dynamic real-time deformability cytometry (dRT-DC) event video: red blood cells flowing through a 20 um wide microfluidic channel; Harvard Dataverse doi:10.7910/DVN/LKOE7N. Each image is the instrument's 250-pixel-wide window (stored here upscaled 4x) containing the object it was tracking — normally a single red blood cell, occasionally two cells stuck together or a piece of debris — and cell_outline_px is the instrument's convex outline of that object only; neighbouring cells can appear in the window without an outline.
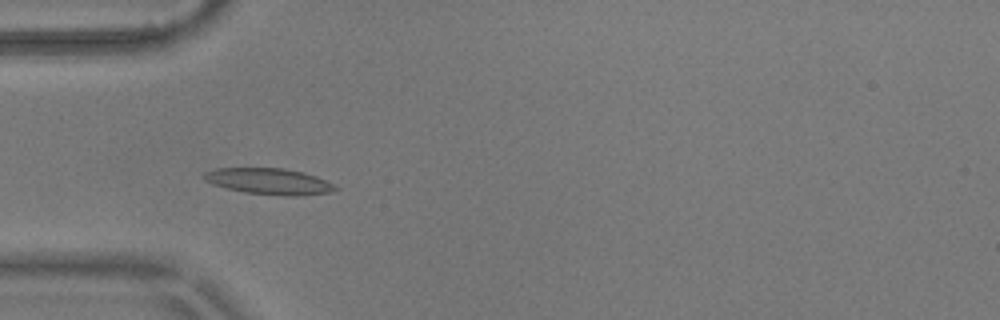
{"species": "common noctule bat (a hibernating species)", "species_latin": "Nyctalus noctula", "temperature_condition": "warm", "stored_images_in_passage": 56, "camera_frame_rate_fps": 3000, "um_per_image_px": 0.085, "animal": {"sex": "male", "body_mass_g": 17.9}, "frame": {"image": 1, "passage_image": 17, "time_ms": 5.333, "image_size_px": [1000, 320], "cell_outline_px": [[340, 188], [328, 192], [296, 196], [292, 196], [244, 192], [212, 184], [204, 180], [200, 176], [204, 172], [216, 168], [284, 168], [304, 172], [316, 176]], "centroid_in_image_um": [22.81, 15.4], "position_along_channel_um": 62.2, "area_um2": 19.88}}
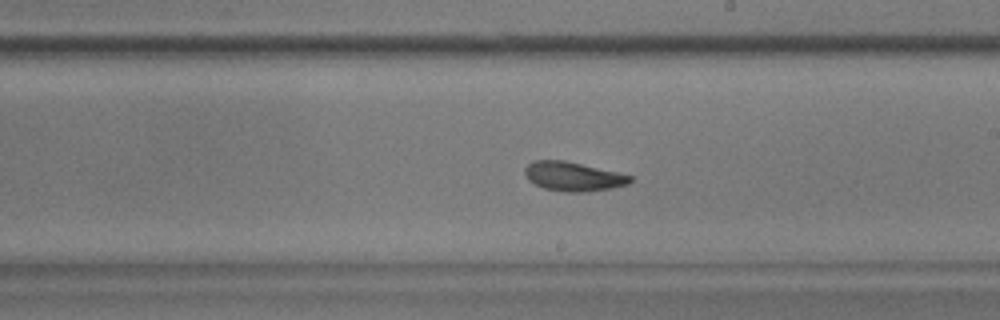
{"frame": {"image": 2, "passage_image": 32, "time_ms": 10.333, "image_size_px": [1000, 320], "cell_outline_px": [[632, 180], [628, 184], [612, 188], [588, 192], [564, 192], [544, 188], [528, 180], [524, 172], [524, 168], [532, 160], [564, 160], [616, 172], [632, 176]], "centroid_in_image_um": [48.69, 15.0], "position_along_channel_um": 240.3, "area_um2": 17.86}}
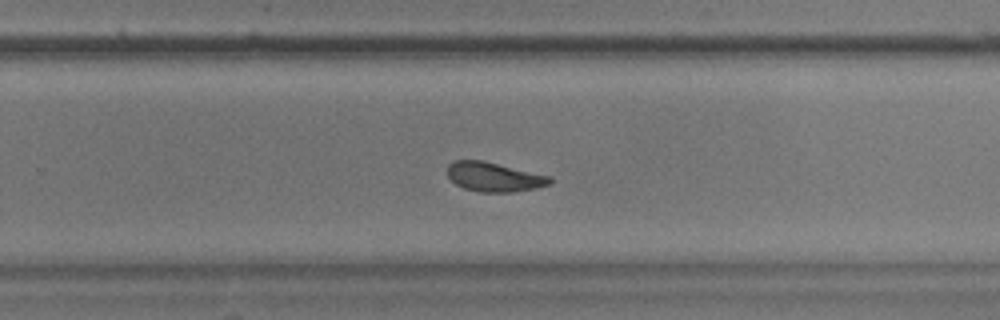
{"frame": {"image": 3, "passage_image": 36, "time_ms": 11.667, "image_size_px": [1000, 320], "cell_outline_px": [[552, 184], [536, 188], [512, 192], [480, 192], [464, 188], [456, 184], [448, 176], [448, 164], [456, 160], [484, 160], [552, 176]], "centroid_in_image_um": [42.04, 15.03], "position_along_channel_um": 287.8, "area_um2": 17.69}, "authors_computed_cell_mechanics": {"area_um2": 18.4671, "velocity_mm_per_s": 3.5869, "shape_relaxation_time_tau1_ms": 4.8816, "shape_relaxation_time_tau2_ms": 3.5762, "deformation_change_tau1": 0.1451, "deformation_change_tau2": 0.0968}}